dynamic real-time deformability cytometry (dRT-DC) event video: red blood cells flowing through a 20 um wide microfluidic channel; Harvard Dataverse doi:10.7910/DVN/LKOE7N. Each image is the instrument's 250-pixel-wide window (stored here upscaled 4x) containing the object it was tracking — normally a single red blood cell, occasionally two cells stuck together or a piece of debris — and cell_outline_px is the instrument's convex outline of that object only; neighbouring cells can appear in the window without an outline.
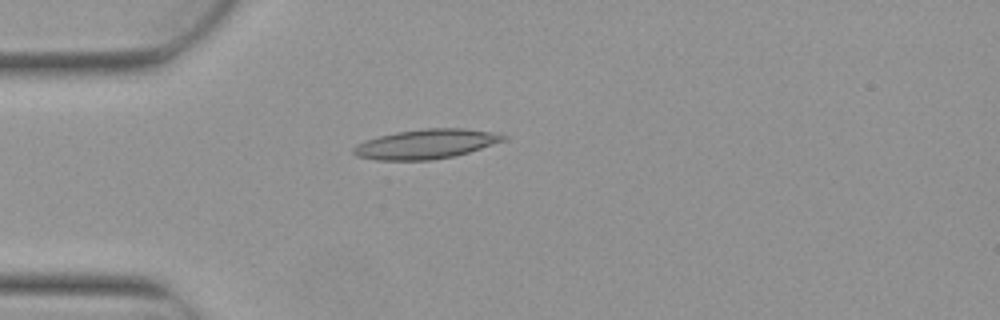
{"species": "Egyptian fruit bat (a non-hibernating species)", "species_latin": "Rousettus aegyptiacus", "temperature_condition": "warm", "stored_images_in_passage": 1, "camera_frame_rate_fps": 3000, "um_per_image_px": 0.085, "animal": {"sex": "female"}, "frame": {"image": 1, "passage_image": 1, "time_ms": 0.0, "image_size_px": [1000, 320], "cell_outline_px": [[508, 140], [456, 156], [432, 160], [376, 160], [356, 156], [352, 152], [352, 148], [356, 144], [364, 140], [396, 132], [424, 128], [464, 128], [492, 132], [508, 136]], "centroid_in_image_um": [36.22, 12.24], "position_along_channel_um": 48.8, "area_um2": 26.07}}